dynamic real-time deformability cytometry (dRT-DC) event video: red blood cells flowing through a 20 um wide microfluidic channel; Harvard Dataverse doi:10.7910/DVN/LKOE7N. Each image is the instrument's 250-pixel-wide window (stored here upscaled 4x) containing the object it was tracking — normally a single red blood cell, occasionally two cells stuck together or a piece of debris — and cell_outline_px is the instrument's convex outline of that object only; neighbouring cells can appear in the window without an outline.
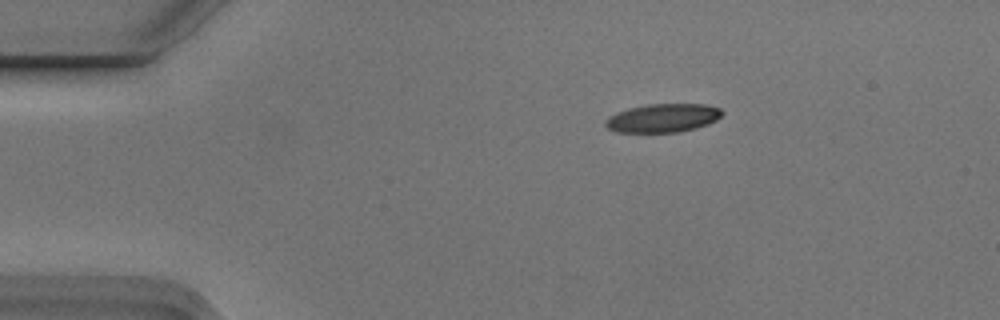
{"species": "Egyptian fruit bat (a non-hibernating species)", "species_latin": "Rousettus aegyptiacus", "temperature_condition": "cold", "stored_images_in_passage": 2, "camera_frame_rate_fps": 3000, "um_per_image_px": 0.085, "animal": {"sex": "male"}, "frame": {"image": 1, "passage_image": 1, "time_ms": 0.0, "image_size_px": [1000, 320], "cell_outline_px": [[724, 112], [716, 120], [708, 124], [696, 128], [680, 132], [616, 132], [608, 128], [604, 124], [604, 120], [608, 116], [616, 112], [628, 108], [648, 104], [704, 104], [720, 108]], "centroid_in_image_um": [56.32, 10.03], "position_along_channel_um": 28.7, "area_um2": 19.54}}